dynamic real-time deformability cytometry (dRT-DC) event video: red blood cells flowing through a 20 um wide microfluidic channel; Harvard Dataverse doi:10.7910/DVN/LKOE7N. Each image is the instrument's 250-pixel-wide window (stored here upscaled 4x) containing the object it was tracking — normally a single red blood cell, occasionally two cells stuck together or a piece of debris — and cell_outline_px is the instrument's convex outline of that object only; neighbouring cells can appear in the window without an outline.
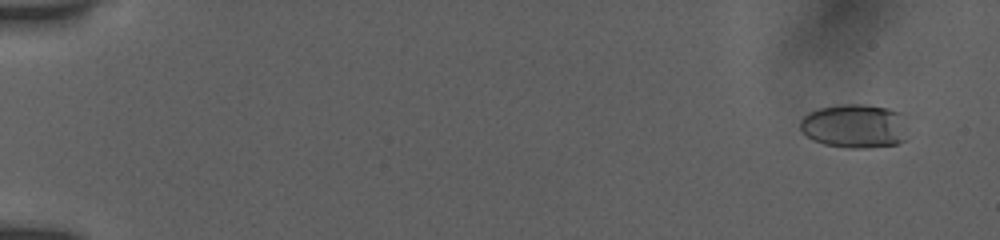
{"species": "human", "species_latin": "Homo sapiens", "temperature_condition": "room temperature", "stored_images_in_passage": 37, "camera_frame_rate_fps": 3000, "um_per_image_px": 0.085, "donor": {"sex": "female"}, "frame": {"image": 1, "passage_image": 4, "time_ms": 1.0, "image_size_px": [1000, 240], "cell_outline_px": [[904, 140], [896, 144], [864, 148], [848, 148], [824, 144], [812, 140], [800, 128], [800, 120], [808, 112], [820, 108], [840, 104], [860, 104], [888, 108], [904, 112]], "centroid_in_image_um": [72.63, 10.7], "position_along_channel_um": 12.4, "area_um2": 27.57}}
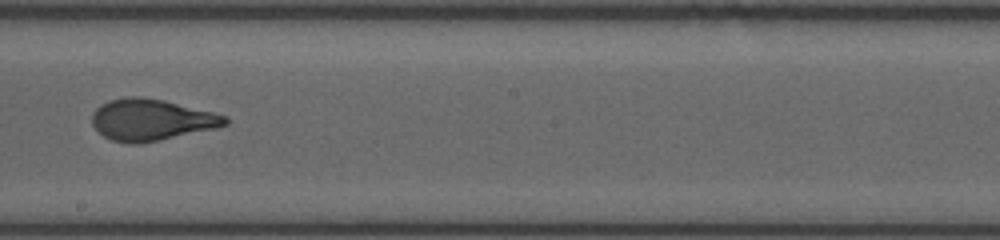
{"frame": {"image": 2, "passage_image": 23, "time_ms": 11.0, "image_size_px": [1000, 240], "cell_outline_px": [[228, 124], [216, 128], [160, 140], [136, 144], [128, 144], [112, 140], [104, 136], [92, 124], [92, 112], [100, 104], [108, 100], [124, 96], [140, 96], [164, 100], [216, 112], [228, 116]], "centroid_in_image_um": [12.87, 10.17], "position_along_channel_um": 235.3, "area_um2": 32.48}}
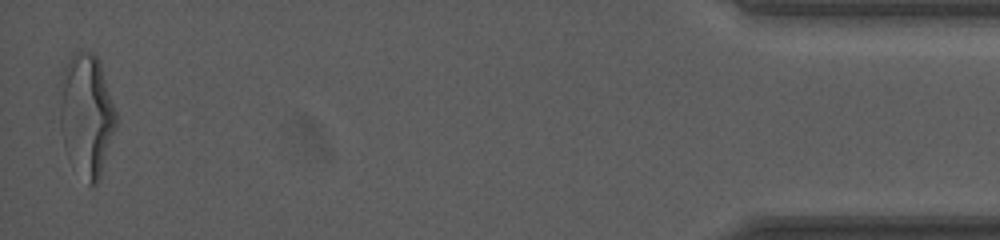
{"frame": {"image": 3, "passage_image": 37, "time_ms": 18.0, "image_size_px": [1000, 240], "cell_outline_px": [[116, 128], [100, 176], [96, 184], [88, 184], [60, 128], [56, 84], [68, 60], [76, 52], [92, 52], [100, 60], [116, 112]], "centroid_in_image_um": [7.35, 9.59], "position_along_channel_um": 427.9, "area_um2": 39.36}, "authors_computed_cell_mechanics": {"area_um2": 31.5588, "velocity_mm_per_s": 3.8751, "shape_relaxation_time_tau1_ms": 4.9595, "shape_relaxation_time_tau2_ms": null, "deformation_change_tau1": 0.1947, "deformation_change_tau2": null}}